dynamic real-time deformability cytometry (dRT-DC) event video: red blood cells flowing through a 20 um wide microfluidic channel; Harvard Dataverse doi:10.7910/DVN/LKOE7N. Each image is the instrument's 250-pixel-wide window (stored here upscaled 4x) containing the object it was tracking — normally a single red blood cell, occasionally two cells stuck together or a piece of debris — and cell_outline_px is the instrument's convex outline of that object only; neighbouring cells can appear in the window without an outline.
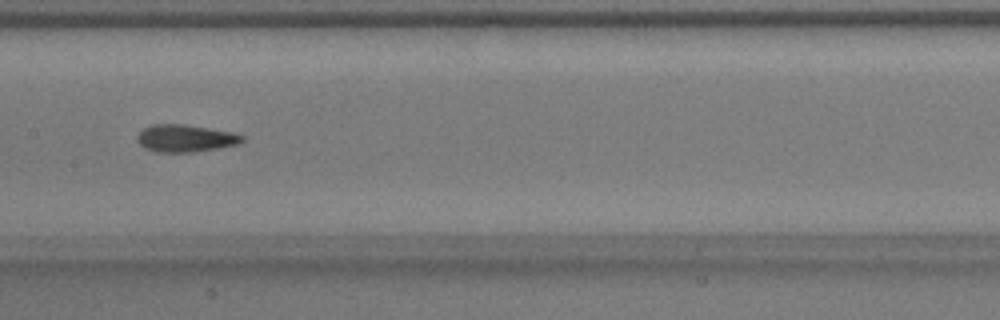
{"species": "common noctule bat (a hibernating species)", "species_latin": "Nyctalus noctula", "temperature_condition": "warm", "stored_images_in_passage": 54, "camera_frame_rate_fps": 3000, "um_per_image_px": 0.085, "animal": {"sex": "male", "body_mass_g": 17.9}, "frame": {"image": 1, "passage_image": 27, "time_ms": 8.667, "image_size_px": [1000, 320], "cell_outline_px": [[244, 140], [236, 144], [216, 148], [192, 152], [156, 152], [144, 148], [136, 140], [136, 136], [144, 128], [152, 124], [184, 124], [232, 132], [244, 136]], "centroid_in_image_um": [15.71, 11.75], "position_along_channel_um": 191.7, "area_um2": 16.59}}
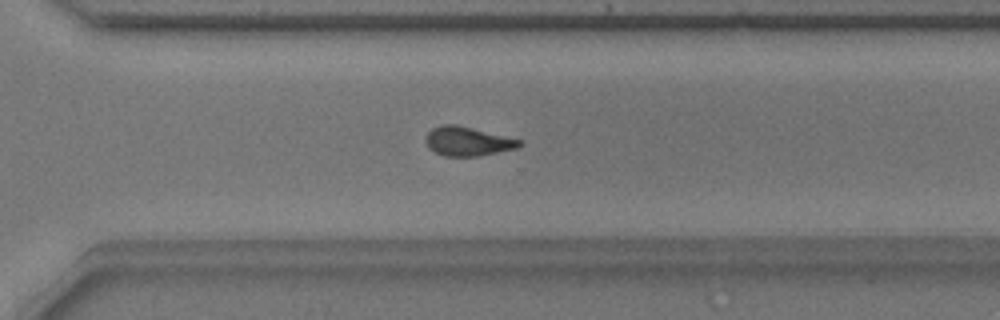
{"frame": {"image": 2, "passage_image": 38, "time_ms": 12.333, "image_size_px": [1000, 320], "cell_outline_px": [[524, 144], [516, 148], [476, 156], [444, 156], [428, 148], [424, 140], [428, 132], [432, 128], [444, 124], [456, 124], [524, 140]], "centroid_in_image_um": [39.75, 12.0], "position_along_channel_um": 330.8, "area_um2": 15.95}}
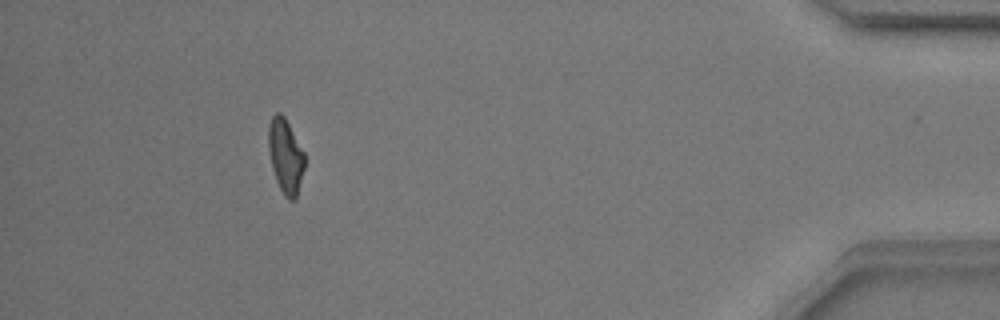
{"frame": {"image": 3, "passage_image": 49, "time_ms": 16.0, "image_size_px": [1000, 320], "cell_outline_px": [[304, 168], [296, 200], [288, 200], [284, 196], [276, 180], [272, 168], [268, 148], [268, 128], [272, 116], [276, 112], [280, 112], [284, 116], [304, 152]], "centroid_in_image_um": [24.26, 13.28], "position_along_channel_um": 410.9, "area_um2": 15.66}, "authors_computed_cell_mechanics": {"area_um2": 15.9528, "velocity_mm_per_s": 3.8079, "shape_relaxation_time_tau1_ms": 7.576, "shape_relaxation_time_tau2_ms": 2.3507, "deformation_change_tau1": 0.1944, "deformation_change_tau2": 0.0863}}